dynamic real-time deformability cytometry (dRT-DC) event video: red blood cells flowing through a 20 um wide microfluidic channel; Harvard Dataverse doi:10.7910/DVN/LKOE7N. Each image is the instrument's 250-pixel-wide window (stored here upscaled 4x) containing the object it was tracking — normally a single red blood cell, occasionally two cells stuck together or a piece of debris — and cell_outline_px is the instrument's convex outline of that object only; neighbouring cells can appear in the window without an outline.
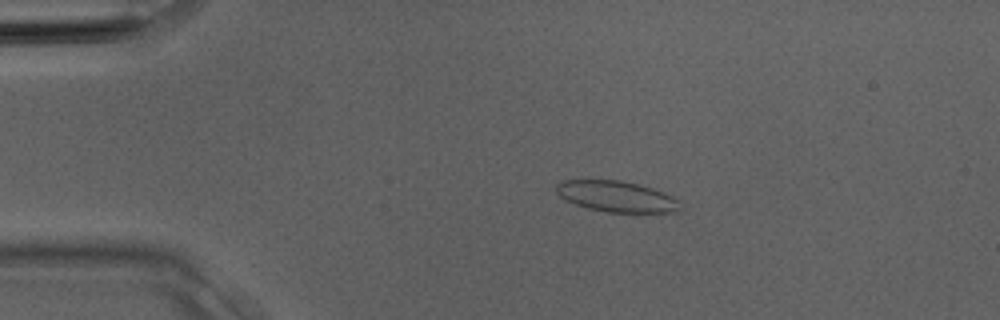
{"species": "Egyptian fruit bat (a non-hibernating species)", "species_latin": "Rousettus aegyptiacus", "temperature_condition": "room temperature", "stored_images_in_passage": 3, "camera_frame_rate_fps": 3000, "um_per_image_px": 0.085, "animal": {"sex": "male"}, "frame": {"image": 1, "passage_image": 2, "time_ms": 0.333, "image_size_px": [1000, 320], "cell_outline_px": [[680, 212], [604, 212], [588, 208], [564, 200], [556, 192], [556, 184], [564, 180], [620, 180], [652, 188], [664, 192], [680, 200]], "centroid_in_image_um": [52.42, 16.7], "position_along_channel_um": 32.6, "area_um2": 22.37}}